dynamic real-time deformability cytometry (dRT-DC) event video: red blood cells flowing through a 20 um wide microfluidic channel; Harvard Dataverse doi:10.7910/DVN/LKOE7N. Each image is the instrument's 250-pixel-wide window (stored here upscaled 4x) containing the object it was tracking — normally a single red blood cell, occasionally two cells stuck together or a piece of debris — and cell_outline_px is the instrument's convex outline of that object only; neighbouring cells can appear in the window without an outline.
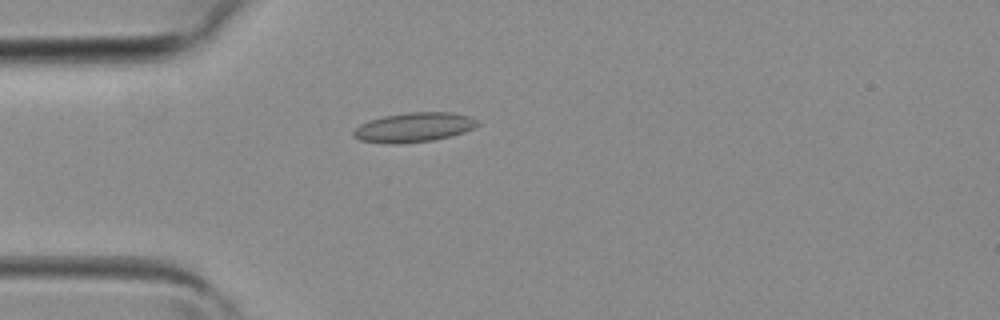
{"species": "common noctule bat (a hibernating species)", "species_latin": "Nyctalus noctula", "temperature_condition": "room temperature", "stored_images_in_passage": 1, "camera_frame_rate_fps": 3000, "um_per_image_px": 0.085, "animal": {"sex": "female", "body_mass_g": 19.3, "forearm_length_mm": 54.1}, "frame": {"image": 1, "passage_image": 1, "time_ms": 0.0, "image_size_px": [1000, 320], "cell_outline_px": [[480, 124], [464, 132], [452, 136], [432, 140], [400, 144], [388, 144], [360, 140], [352, 136], [352, 132], [360, 124], [384, 116], [408, 112], [452, 112], [468, 116], [476, 120]], "centroid_in_image_um": [35.17, 10.83], "position_along_channel_um": 49.8, "area_um2": 21.27}}